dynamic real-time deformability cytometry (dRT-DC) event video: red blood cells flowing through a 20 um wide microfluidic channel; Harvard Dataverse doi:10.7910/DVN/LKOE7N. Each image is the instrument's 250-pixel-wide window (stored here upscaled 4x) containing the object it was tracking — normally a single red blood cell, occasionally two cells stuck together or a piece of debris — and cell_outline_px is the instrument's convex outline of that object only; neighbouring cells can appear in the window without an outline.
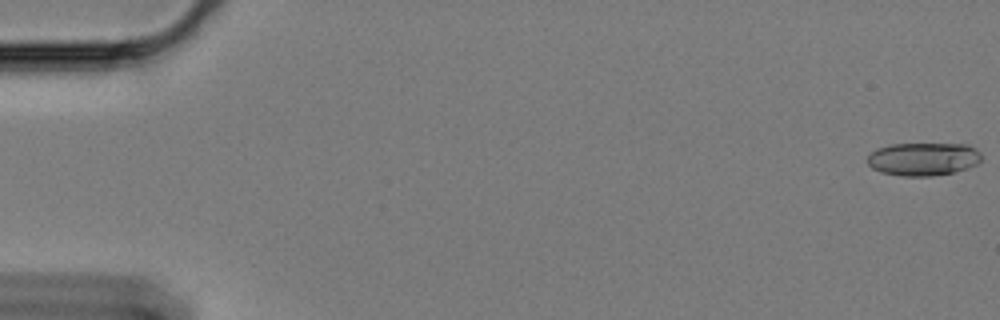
{"species": "Egyptian fruit bat (a non-hibernating species)", "species_latin": "Rousettus aegyptiacus", "temperature_condition": "cold", "stored_images_in_passage": 17, "camera_frame_rate_fps": 3000, "um_per_image_px": 0.085, "animal": {"sex": "female"}, "frame": {"image": 1, "passage_image": 1, "time_ms": 0.0, "image_size_px": [1000, 320], "cell_outline_px": [[984, 156], [976, 164], [952, 172], [932, 176], [904, 176], [880, 172], [872, 168], [868, 164], [868, 156], [876, 148], [892, 144], [964, 144], [980, 152]], "centroid_in_image_um": [78.45, 13.51], "position_along_channel_um": 6.6, "area_um2": 21.79}}
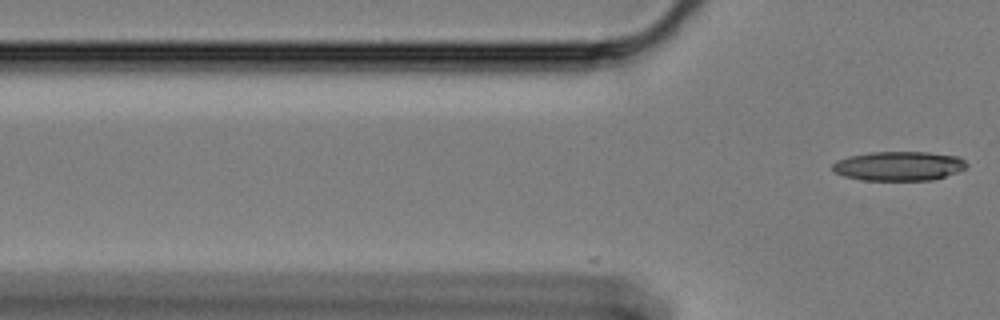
{"frame": {"image": 2, "passage_image": 17, "time_ms": 5.333, "image_size_px": [1000, 320], "cell_outline_px": [[968, 168], [932, 180], [864, 180], [844, 176], [836, 172], [832, 168], [832, 164], [836, 160], [848, 156], [872, 152], [928, 152], [960, 156], [968, 164]], "centroid_in_image_um": [76.42, 14.1], "position_along_channel_um": 49.4, "area_um2": 22.95}}